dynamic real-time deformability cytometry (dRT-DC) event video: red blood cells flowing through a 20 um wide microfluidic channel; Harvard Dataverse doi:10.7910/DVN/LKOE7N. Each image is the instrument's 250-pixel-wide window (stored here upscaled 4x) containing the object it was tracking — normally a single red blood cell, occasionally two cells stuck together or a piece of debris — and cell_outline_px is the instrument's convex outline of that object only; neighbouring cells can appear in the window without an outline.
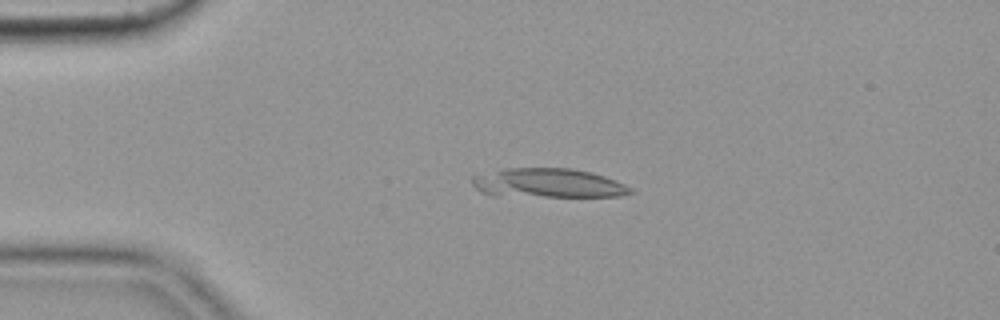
{"species": "common noctule bat (a hibernating species)", "species_latin": "Nyctalus noctula", "temperature_condition": "cold", "stored_images_in_passage": 6, "camera_frame_rate_fps": 3000, "um_per_image_px": 0.085, "animal": {"sex": "female", "body_mass_g": 19.9}, "frame": {"image": 1, "passage_image": 2, "time_ms": 0.333, "image_size_px": [1000, 320], "cell_outline_px": [[636, 192], [620, 196], [492, 196], [480, 192], [472, 184], [472, 176], [504, 168], [568, 168], [592, 172], [616, 180], [632, 188]], "centroid_in_image_um": [46.57, 15.57], "position_along_channel_um": 38.4, "area_um2": 27.17}}